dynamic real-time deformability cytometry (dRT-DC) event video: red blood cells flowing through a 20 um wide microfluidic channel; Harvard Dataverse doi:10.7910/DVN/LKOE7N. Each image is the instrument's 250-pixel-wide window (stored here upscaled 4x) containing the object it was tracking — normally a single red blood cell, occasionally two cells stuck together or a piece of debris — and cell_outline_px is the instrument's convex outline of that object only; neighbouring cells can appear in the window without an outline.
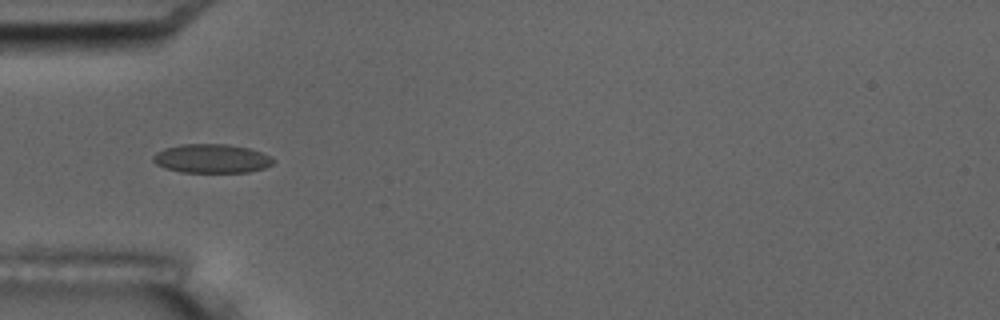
{"species": "common noctule bat (a hibernating species)", "species_latin": "Nyctalus noctula", "temperature_condition": "room temperature", "stored_images_in_passage": 16, "camera_frame_rate_fps": 3000, "um_per_image_px": 0.085, "animal": {"sex": "male", "body_mass_g": 17.5, "forearm_length_mm": 52.3}, "frame": {"image": 1, "passage_image": 5, "time_ms": 4.667, "image_size_px": [1000, 320], "cell_outline_px": [[276, 160], [272, 164], [264, 168], [248, 172], [180, 172], [164, 168], [156, 164], [152, 160], [152, 156], [156, 152], [164, 148], [180, 144], [224, 144], [248, 148], [272, 156]], "centroid_in_image_um": [17.97, 13.48], "position_along_channel_um": 67.0, "area_um2": 20.35}, "authors_computed_cell_mechanics": {"area_um2": 19.9988, "velocity_mm_per_s": 3.5084, "shape_relaxation_time_tau1_ms": 4.7209, "shape_relaxation_time_tau2_ms": null, "deformation_change_tau1": 0.1077, "deformation_change_tau2": null}}